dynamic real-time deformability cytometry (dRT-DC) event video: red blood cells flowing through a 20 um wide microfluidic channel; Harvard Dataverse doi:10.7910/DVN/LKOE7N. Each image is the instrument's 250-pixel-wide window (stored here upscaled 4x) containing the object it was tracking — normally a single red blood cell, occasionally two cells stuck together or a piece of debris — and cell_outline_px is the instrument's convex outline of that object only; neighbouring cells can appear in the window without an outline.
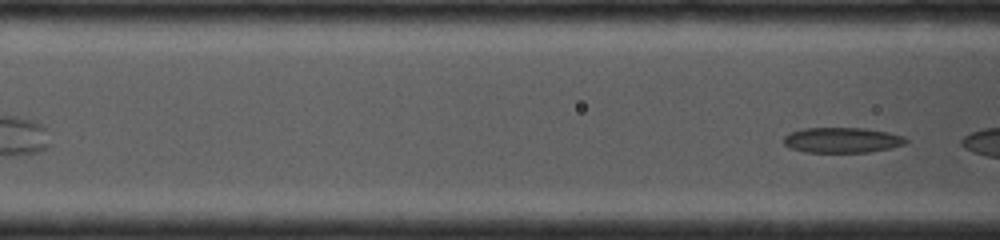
{"species": "common noctule bat (a hibernating species)", "species_latin": "Nyctalus noctula", "temperature_condition": "cold", "stored_images_in_passage": 8, "segment_of_instrument_passage": [2, 2], "camera_frame_rate_fps": 4000, "um_per_image_px": 0.085, "animal": {"sex": "female", "body_mass_g": 19.0, "forearm_length_mm": 53.3}, "frame": {"image": 1, "passage_image": 8, "time_ms": 4.0, "image_size_px": [1000, 240], "cell_outline_px": [[908, 140], [904, 144], [888, 148], [868, 152], [804, 152], [792, 148], [784, 144], [780, 140], [784, 136], [792, 132], [804, 128], [864, 128], [888, 132], [904, 136]], "centroid_in_image_um": [71.55, 11.9], "position_along_channel_um": 95.1, "area_um2": 17.98}}